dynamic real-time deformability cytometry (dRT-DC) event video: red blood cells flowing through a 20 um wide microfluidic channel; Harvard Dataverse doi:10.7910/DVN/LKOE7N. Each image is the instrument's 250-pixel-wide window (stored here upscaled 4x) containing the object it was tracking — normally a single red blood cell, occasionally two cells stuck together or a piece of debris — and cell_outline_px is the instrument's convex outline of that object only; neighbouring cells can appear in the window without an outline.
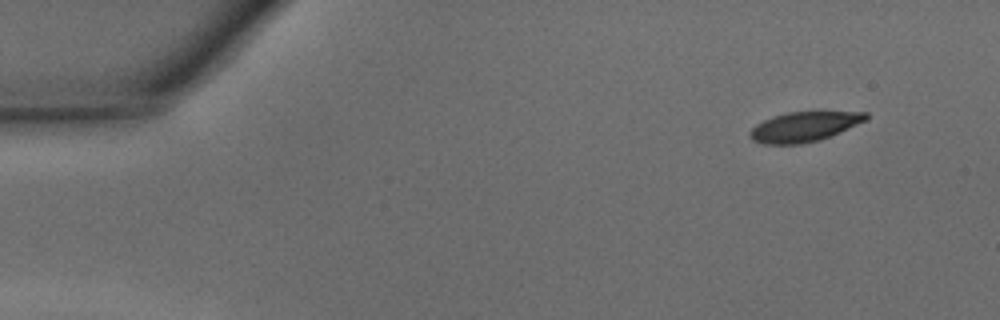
{"species": "common noctule bat (a hibernating species)", "species_latin": "Nyctalus noctula", "temperature_condition": "warm", "stored_images_in_passage": 43, "camera_frame_rate_fps": 3000, "um_per_image_px": 0.085, "animal": {"sex": "male", "body_mass_g": 15.6}, "frame": {"image": 1, "passage_image": 1, "time_ms": 0.0, "image_size_px": [1000, 320], "cell_outline_px": [[868, 120], [820, 140], [800, 144], [764, 144], [752, 140], [748, 136], [748, 132], [756, 124], [772, 116], [788, 112], [868, 112]], "centroid_in_image_um": [68.33, 10.77], "position_along_channel_um": 16.7, "area_um2": 20.17}}
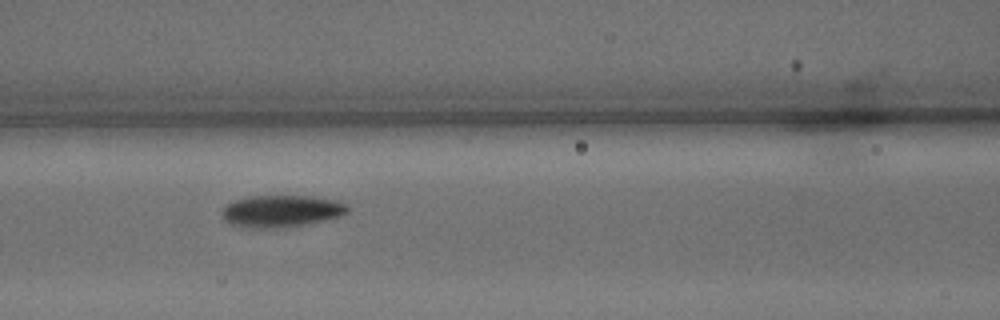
{"frame": {"image": 2, "passage_image": 17, "time_ms": 5.333, "image_size_px": [1000, 320], "cell_outline_px": [[348, 212], [340, 216], [324, 220], [304, 224], [280, 228], [260, 228], [232, 224], [224, 220], [220, 212], [224, 204], [232, 200], [248, 196], [312, 196], [340, 200], [348, 208]], "centroid_in_image_um": [23.88, 17.92], "position_along_channel_um": 142.7, "area_um2": 23.52}}
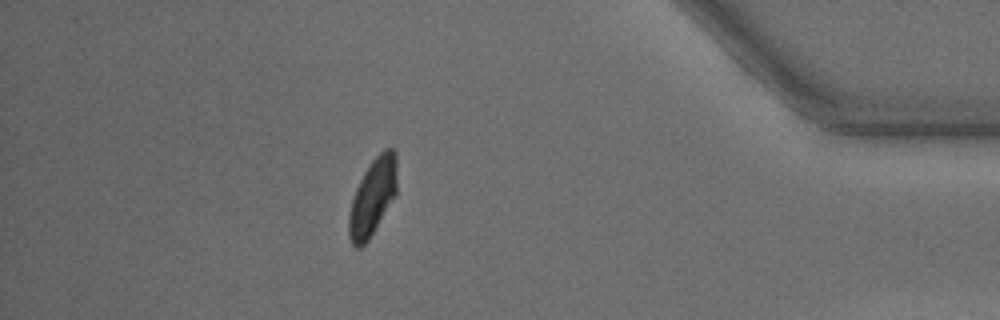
{"frame": {"image": 3, "passage_image": 38, "time_ms": 12.333, "image_size_px": [1000, 320], "cell_outline_px": [[396, 192], [368, 240], [360, 248], [352, 248], [348, 236], [348, 216], [352, 200], [356, 188], [364, 172], [372, 160], [384, 148], [392, 148], [396, 152]], "centroid_in_image_um": [31.64, 16.76], "position_along_channel_um": 403.6, "area_um2": 21.27}, "authors_computed_cell_mechanics": {"area_um2": 22.253, "velocity_mm_per_s": 4.3299, "shape_relaxation_time_tau1_ms": 2.1628, "shape_relaxation_time_tau2_ms": 1.7262, "deformation_change_tau1": 0.1325, "deformation_change_tau2": 0.0488}}